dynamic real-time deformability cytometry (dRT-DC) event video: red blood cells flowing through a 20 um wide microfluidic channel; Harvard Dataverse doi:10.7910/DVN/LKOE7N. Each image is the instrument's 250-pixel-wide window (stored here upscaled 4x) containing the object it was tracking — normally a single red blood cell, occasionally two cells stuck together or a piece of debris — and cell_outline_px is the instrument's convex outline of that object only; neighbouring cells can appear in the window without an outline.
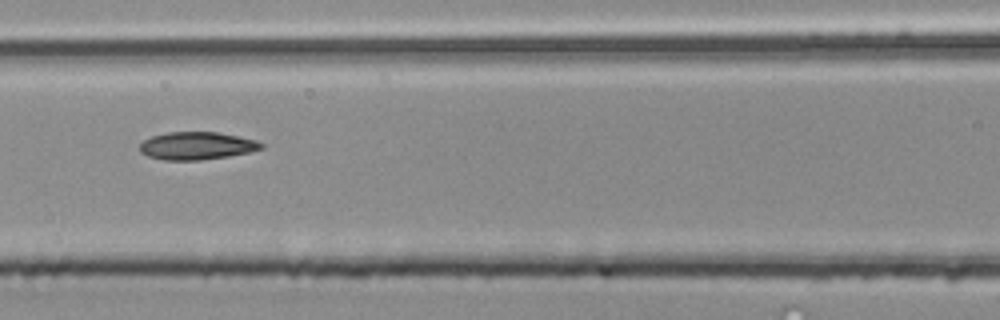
{"species": "common noctule bat (a hibernating species)", "species_latin": "Nyctalus noctula", "temperature_condition": "room temperature", "stored_images_in_passage": 5, "camera_frame_rate_fps": 3000, "um_per_image_px": 0.085, "animal": {"sex": "male", "body_mass_g": 20.4}, "frame": {"image": 1, "passage_image": 5, "time_ms": 1.333, "image_size_px": [1000, 320], "cell_outline_px": [[264, 148], [252, 152], [228, 156], [200, 160], [164, 160], [148, 156], [140, 152], [140, 144], [144, 140], [152, 136], [168, 132], [216, 132], [256, 140], [264, 144]], "centroid_in_image_um": [16.74, 12.4], "position_along_channel_um": 149.9, "area_um2": 19.59}}